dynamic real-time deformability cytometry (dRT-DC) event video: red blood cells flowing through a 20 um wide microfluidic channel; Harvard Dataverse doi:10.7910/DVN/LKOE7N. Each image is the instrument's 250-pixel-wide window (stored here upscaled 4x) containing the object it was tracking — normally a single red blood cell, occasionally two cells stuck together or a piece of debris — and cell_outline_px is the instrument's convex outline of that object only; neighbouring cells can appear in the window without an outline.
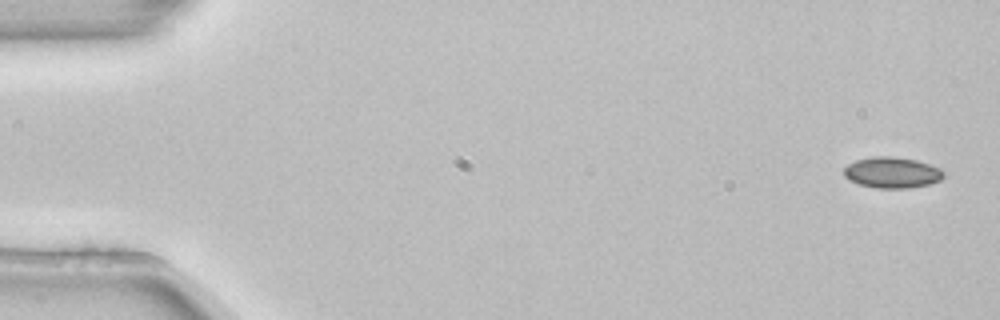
{"species": "common noctule bat (a hibernating species)", "species_latin": "Nyctalus noctula", "temperature_condition": "room temperature", "stored_images_in_passage": 5, "camera_frame_rate_fps": 3000, "um_per_image_px": 0.085, "animal": {"sex": "female", "body_mass_g": 22.7, "forearm_length_mm": 54.2}, "frame": {"image": 1, "passage_image": 1, "time_ms": 0.0, "image_size_px": [1000, 320], "cell_outline_px": [[944, 176], [940, 180], [928, 184], [908, 188], [876, 188], [860, 184], [848, 180], [844, 176], [844, 168], [848, 164], [856, 160], [872, 156], [892, 156], [916, 160], [940, 168], [944, 172]], "centroid_in_image_um": [75.8, 14.66], "position_along_channel_um": 9.2, "area_um2": 17.98}}
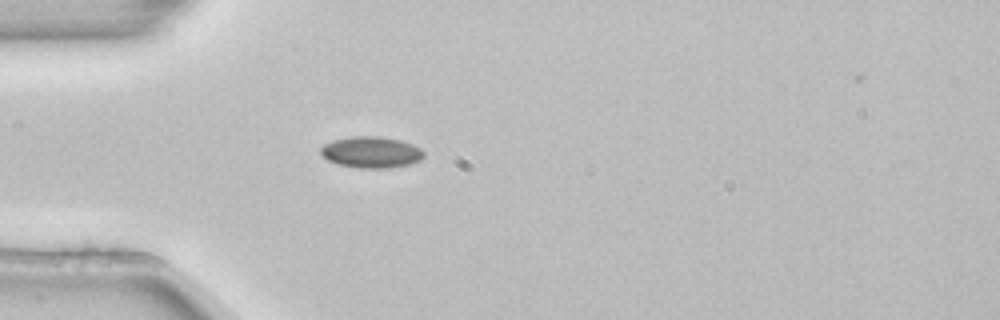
{"frame": {"image": 2, "passage_image": 5, "time_ms": 1.333, "image_size_px": [1000, 320], "cell_outline_px": [[424, 156], [420, 160], [408, 164], [388, 168], [356, 168], [336, 164], [328, 160], [320, 152], [320, 148], [324, 144], [332, 140], [352, 136], [380, 136], [400, 140], [412, 144], [420, 148], [424, 152]], "centroid_in_image_um": [31.53, 12.93], "position_along_channel_um": 53.5, "area_um2": 18.9}}